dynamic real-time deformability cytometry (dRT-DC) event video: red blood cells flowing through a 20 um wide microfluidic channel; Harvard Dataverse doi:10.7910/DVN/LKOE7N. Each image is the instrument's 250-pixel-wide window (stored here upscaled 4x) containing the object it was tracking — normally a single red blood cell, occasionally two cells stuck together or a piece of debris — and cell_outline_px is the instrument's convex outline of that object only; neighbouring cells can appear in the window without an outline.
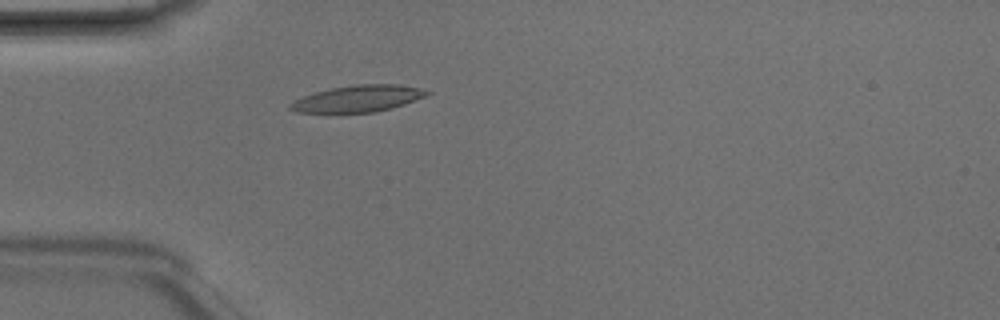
{"species": "Egyptian fruit bat (a non-hibernating species)", "species_latin": "Rousettus aegyptiacus", "temperature_condition": "room temperature", "stored_images_in_passage": 4, "camera_frame_rate_fps": 3000, "um_per_image_px": 0.085, "animal": {"sex": "male"}, "frame": {"image": 1, "passage_image": 4, "time_ms": 1.0, "image_size_px": [1000, 320], "cell_outline_px": [[432, 92], [424, 96], [404, 104], [392, 108], [376, 112], [296, 112], [288, 108], [288, 104], [304, 96], [316, 92], [332, 88], [356, 84], [400, 84], [420, 88]], "centroid_in_image_um": [30.44, 8.38], "position_along_channel_um": 54.6, "area_um2": 20.92}}